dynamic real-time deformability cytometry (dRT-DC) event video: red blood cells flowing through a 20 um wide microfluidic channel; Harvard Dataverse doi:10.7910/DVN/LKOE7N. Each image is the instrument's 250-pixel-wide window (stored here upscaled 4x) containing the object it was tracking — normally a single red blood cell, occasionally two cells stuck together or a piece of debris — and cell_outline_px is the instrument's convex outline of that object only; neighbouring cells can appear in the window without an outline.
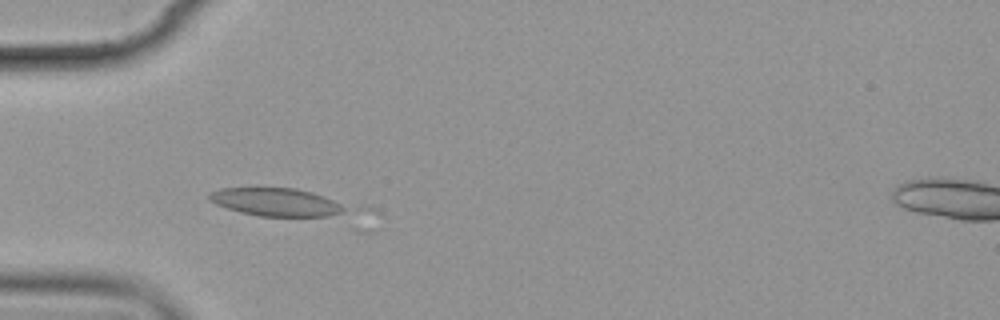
{"species": "common noctule bat (a hibernating species)", "species_latin": "Nyctalus noctula", "temperature_condition": "cold", "stored_images_in_passage": 5, "camera_frame_rate_fps": 3000, "um_per_image_px": 0.085, "animal": {"sex": "female", "body_mass_g": 19.9}, "frame": {"image": 1, "passage_image": 4, "time_ms": 3.667, "image_size_px": [1000, 320], "cell_outline_px": [[380, 212], [328, 216], [256, 216], [240, 212], [216, 204], [208, 200], [208, 192], [220, 188], [296, 188], [364, 204], [376, 208]], "centroid_in_image_um": [24.24, 17.22], "position_along_channel_um": 60.8, "area_um2": 25.32}}